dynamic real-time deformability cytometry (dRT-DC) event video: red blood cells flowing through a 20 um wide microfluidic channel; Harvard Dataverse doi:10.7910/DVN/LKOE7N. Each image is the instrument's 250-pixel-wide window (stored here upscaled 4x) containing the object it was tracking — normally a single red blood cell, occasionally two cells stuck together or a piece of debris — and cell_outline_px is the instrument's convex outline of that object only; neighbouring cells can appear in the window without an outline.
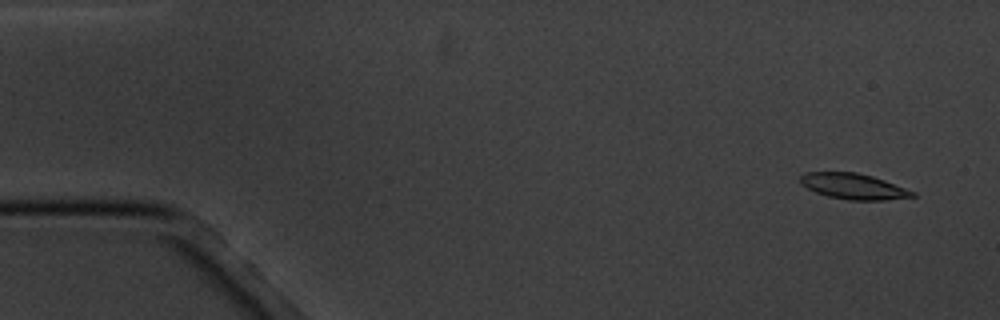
{"species": "common noctule bat (a hibernating species)", "species_latin": "Nyctalus noctula", "temperature_condition": "cold", "stored_images_in_passage": 4, "camera_frame_rate_fps": 3000, "um_per_image_px": 0.085, "animal": {"sex": "male", "body_mass_g": 20.1, "forearm_length_mm": 53.5}, "frame": {"image": 1, "passage_image": 1, "time_ms": 0.0, "image_size_px": [1000, 320], "cell_outline_px": [[916, 196], [884, 200], [848, 200], [828, 196], [816, 192], [800, 184], [800, 176], [804, 172], [856, 172], [872, 176], [884, 180], [916, 192]], "centroid_in_image_um": [72.53, 15.83], "position_along_channel_um": 12.5, "area_um2": 16.76}}